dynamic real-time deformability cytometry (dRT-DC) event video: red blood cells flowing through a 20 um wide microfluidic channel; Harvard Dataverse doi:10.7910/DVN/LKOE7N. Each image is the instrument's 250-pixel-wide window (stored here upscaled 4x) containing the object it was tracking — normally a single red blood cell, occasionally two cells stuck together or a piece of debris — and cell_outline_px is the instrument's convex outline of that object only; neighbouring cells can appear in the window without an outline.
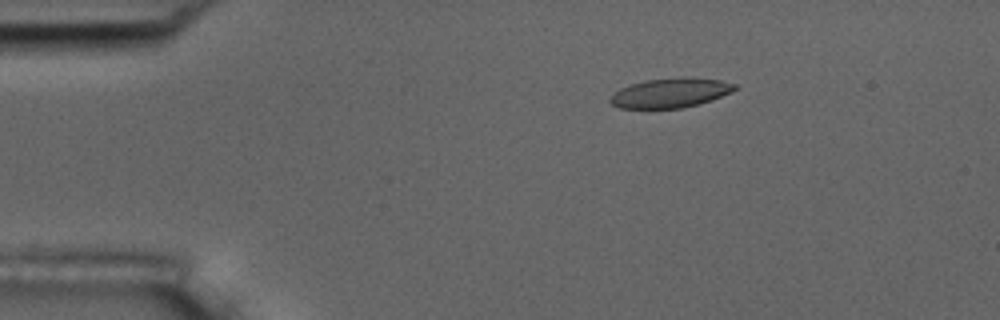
{"species": "common noctule bat (a hibernating species)", "species_latin": "Nyctalus noctula", "temperature_condition": "room temperature", "stored_images_in_passage": 5, "camera_frame_rate_fps": 3000, "um_per_image_px": 0.085, "animal": {"sex": "male", "body_mass_g": 17.5, "forearm_length_mm": 52.3}, "frame": {"image": 1, "passage_image": 3, "time_ms": 2.333, "image_size_px": [1000, 320], "cell_outline_px": [[736, 88], [732, 92], [712, 100], [700, 104], [680, 108], [620, 108], [612, 104], [608, 100], [620, 88], [644, 80], [684, 76], [720, 80], [736, 84]], "centroid_in_image_um": [57.01, 7.88], "position_along_channel_um": 28.0, "area_um2": 21.5}}
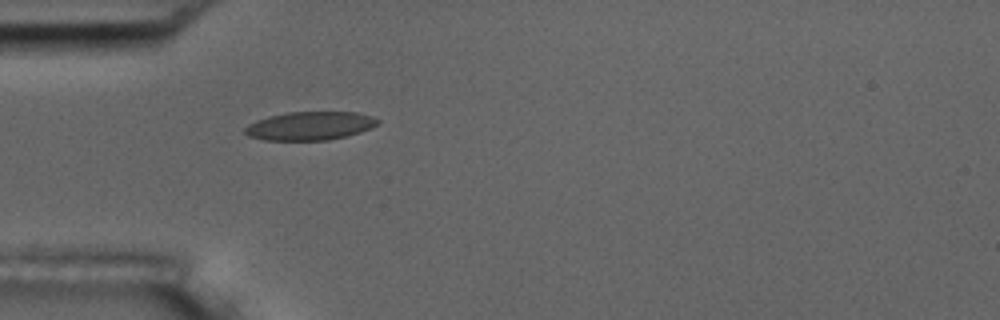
{"frame": {"image": 2, "passage_image": 5, "time_ms": 4.667, "image_size_px": [1000, 320], "cell_outline_px": [[380, 120], [372, 128], [348, 136], [328, 140], [264, 140], [248, 136], [244, 132], [244, 128], [248, 124], [256, 120], [268, 116], [288, 112], [356, 112], [372, 116]], "centroid_in_image_um": [26.33, 10.7], "position_along_channel_um": 58.7, "area_um2": 22.14}}